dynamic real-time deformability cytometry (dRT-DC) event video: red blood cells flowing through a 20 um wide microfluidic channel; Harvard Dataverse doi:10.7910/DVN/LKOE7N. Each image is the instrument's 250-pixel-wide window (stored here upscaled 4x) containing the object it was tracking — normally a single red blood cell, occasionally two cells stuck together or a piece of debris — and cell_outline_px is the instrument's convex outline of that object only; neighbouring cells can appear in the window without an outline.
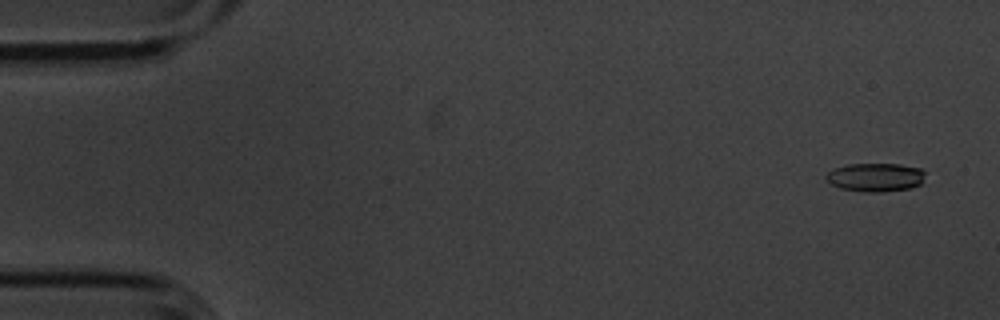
{"species": "common noctule bat (a hibernating species)", "species_latin": "Nyctalus noctula", "temperature_condition": "cold", "stored_images_in_passage": 5, "camera_frame_rate_fps": 3000, "um_per_image_px": 0.085, "animal": {"sex": "male", "body_mass_g": 20.1, "forearm_length_mm": 53.5}, "frame": {"image": 1, "passage_image": 1, "time_ms": 0.0, "image_size_px": [1000, 320], "cell_outline_px": [[924, 176], [920, 184], [912, 188], [880, 192], [864, 192], [840, 188], [832, 184], [824, 176], [832, 168], [848, 164], [900, 164], [920, 168], [924, 172]], "centroid_in_image_um": [74.4, 15.06], "position_along_channel_um": 10.6, "area_um2": 16.53}}
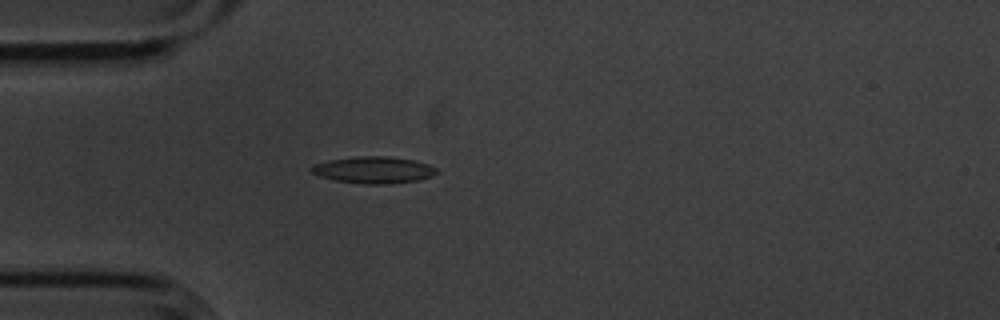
{"frame": {"image": 2, "passage_image": 5, "time_ms": 1.333, "image_size_px": [1000, 320], "cell_outline_px": [[440, 172], [432, 176], [416, 180], [392, 184], [364, 184], [336, 180], [320, 176], [312, 172], [308, 168], [312, 164], [328, 160], [360, 156], [388, 156], [412, 160], [428, 164], [436, 168]], "centroid_in_image_um": [31.75, 14.44], "position_along_channel_um": 53.2, "area_um2": 19.54}}